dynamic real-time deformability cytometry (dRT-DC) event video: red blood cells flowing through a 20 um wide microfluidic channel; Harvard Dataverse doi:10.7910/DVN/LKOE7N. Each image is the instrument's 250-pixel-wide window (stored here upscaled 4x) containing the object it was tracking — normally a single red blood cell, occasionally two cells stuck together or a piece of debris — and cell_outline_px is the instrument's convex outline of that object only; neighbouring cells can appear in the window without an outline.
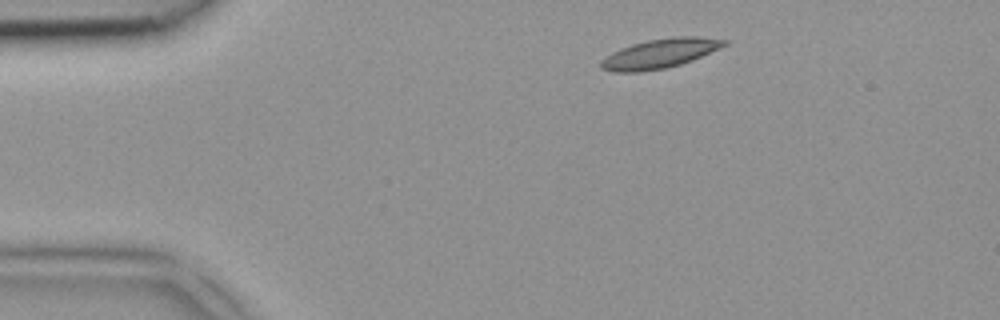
{"species": "common noctule bat (a hibernating species)", "species_latin": "Nyctalus noctula", "temperature_condition": "room temperature", "stored_images_in_passage": 5, "camera_frame_rate_fps": 3000, "um_per_image_px": 0.085, "animal": {"sex": "female", "body_mass_g": 18.4}, "frame": {"image": 1, "passage_image": 1, "time_ms": 0.0, "image_size_px": [1000, 320], "cell_outline_px": [[728, 44], [720, 48], [692, 60], [680, 64], [664, 68], [640, 72], [612, 72], [600, 68], [600, 60], [604, 56], [620, 48], [632, 44], [648, 40], [672, 36], [696, 36], [728, 40]], "centroid_in_image_um": [56.06, 4.54], "position_along_channel_um": 28.9, "area_um2": 21.21}}
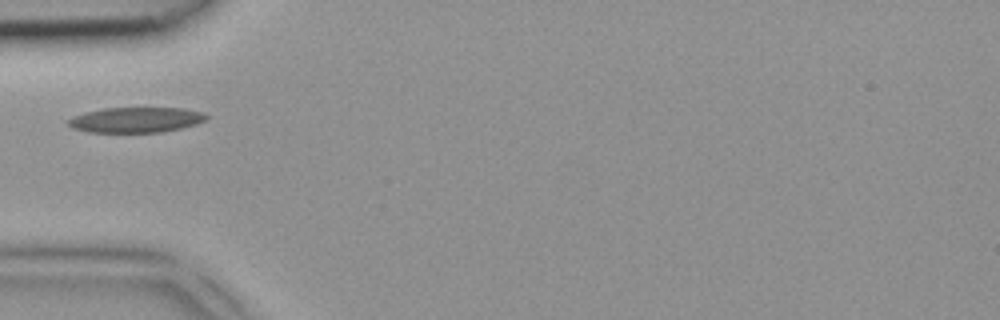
{"frame": {"image": 2, "passage_image": 3, "time_ms": 0.667, "image_size_px": [1000, 320], "cell_outline_px": [[208, 120], [196, 124], [180, 128], [160, 132], [88, 132], [72, 128], [68, 124], [68, 120], [72, 116], [84, 112], [100, 108], [184, 108], [204, 112], [208, 116]], "centroid_in_image_um": [11.56, 10.18], "position_along_channel_um": 73.4, "area_um2": 20.52}}